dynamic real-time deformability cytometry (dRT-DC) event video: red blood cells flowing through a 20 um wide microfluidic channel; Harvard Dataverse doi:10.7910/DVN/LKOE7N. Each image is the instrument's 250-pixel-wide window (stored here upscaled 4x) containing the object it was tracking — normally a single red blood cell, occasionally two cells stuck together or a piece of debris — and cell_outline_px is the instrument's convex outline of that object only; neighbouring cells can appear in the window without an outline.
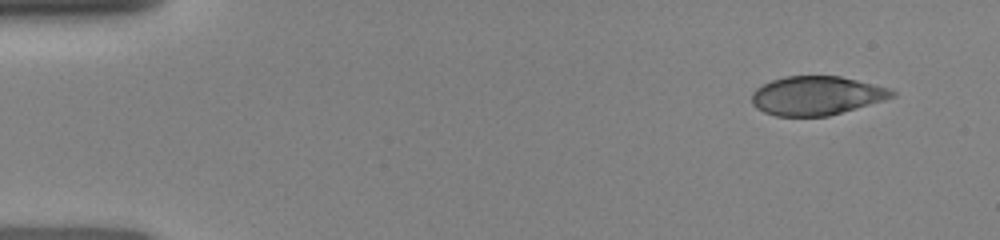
{"species": "human", "species_latin": "Homo sapiens", "temperature_condition": "room temperature", "stored_images_in_passage": 21, "camera_frame_rate_fps": 3000, "um_per_image_px": 0.085, "donor": {"sex": "female"}, "frame": {"image": 1, "passage_image": 1, "time_ms": 0.0, "image_size_px": [1000, 240], "cell_outline_px": [[896, 96], [884, 100], [828, 116], [776, 116], [764, 112], [756, 108], [752, 104], [752, 92], [756, 88], [772, 80], [784, 76], [840, 76], [892, 88], [896, 92]], "centroid_in_image_um": [69.42, 8.12], "position_along_channel_um": 15.6, "area_um2": 31.85}}
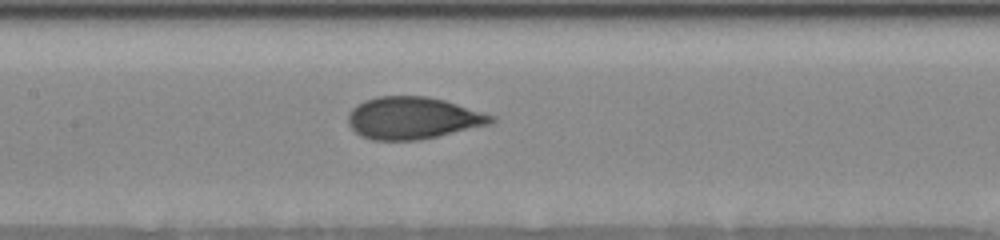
{"frame": {"image": 2, "passage_image": 15, "time_ms": 6.333, "image_size_px": [1000, 240], "cell_outline_px": [[496, 120], [492, 124], [440, 136], [420, 140], [372, 140], [360, 136], [348, 124], [348, 112], [356, 104], [364, 100], [376, 96], [428, 96], [444, 100], [496, 116]], "centroid_in_image_um": [35.1, 10.03], "position_along_channel_um": 172.3, "area_um2": 35.49}}
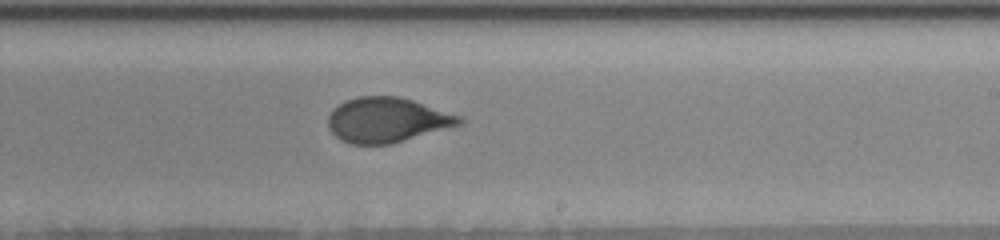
{"frame": {"image": 3, "passage_image": 21, "time_ms": 8.333, "image_size_px": [1000, 240], "cell_outline_px": [[464, 124], [388, 144], [348, 144], [340, 140], [328, 128], [328, 116], [344, 100], [356, 96], [400, 96], [464, 116]], "centroid_in_image_um": [32.93, 10.19], "position_along_channel_um": 256.1, "area_um2": 34.51}}